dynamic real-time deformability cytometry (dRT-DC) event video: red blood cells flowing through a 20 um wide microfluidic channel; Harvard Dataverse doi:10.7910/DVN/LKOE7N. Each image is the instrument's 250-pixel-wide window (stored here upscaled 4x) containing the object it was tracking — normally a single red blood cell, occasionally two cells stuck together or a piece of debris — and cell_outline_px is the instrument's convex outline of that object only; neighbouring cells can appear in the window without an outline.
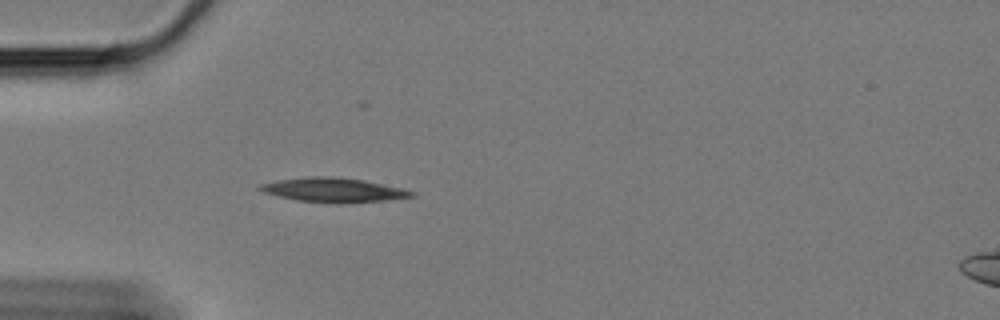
{"species": "Egyptian fruit bat (a non-hibernating species)", "species_latin": "Rousettus aegyptiacus", "temperature_condition": "cold", "stored_images_in_passage": 5, "camera_frame_rate_fps": 3000, "um_per_image_px": 0.085, "animal": {"sex": "female"}, "frame": {"image": 1, "passage_image": 1, "time_ms": 0.0, "image_size_px": [1000, 320], "cell_outline_px": [[416, 196], [388, 200], [296, 200], [264, 192], [256, 188], [260, 184], [276, 180], [304, 176], [332, 176], [364, 180], [400, 188], [416, 192]], "centroid_in_image_um": [28.29, 16.08], "position_along_channel_um": 56.7, "area_um2": 20.29}}